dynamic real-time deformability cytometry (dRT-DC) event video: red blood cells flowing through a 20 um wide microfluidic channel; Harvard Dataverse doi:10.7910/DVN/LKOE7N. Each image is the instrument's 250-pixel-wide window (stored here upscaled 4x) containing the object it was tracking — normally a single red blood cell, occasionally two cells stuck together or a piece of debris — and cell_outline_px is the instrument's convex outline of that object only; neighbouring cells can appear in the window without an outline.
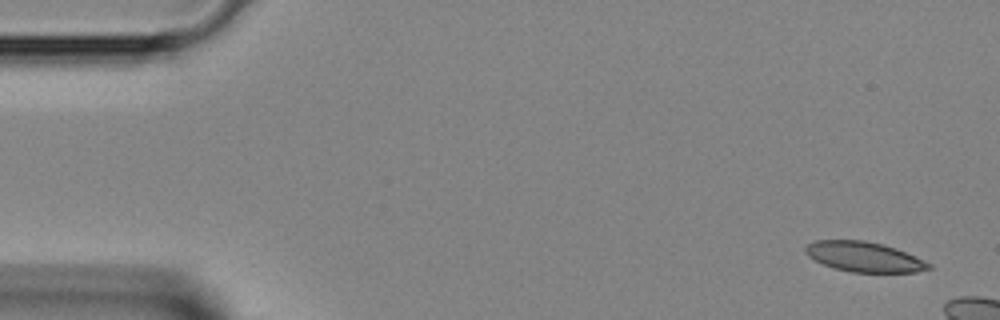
{"species": "Egyptian fruit bat (a non-hibernating species)", "species_latin": "Rousettus aegyptiacus", "temperature_condition": "room temperature", "stored_images_in_passage": 6, "camera_frame_rate_fps": 3000, "um_per_image_px": 0.085, "animal": {"sex": "female"}, "frame": {"image": 1, "passage_image": 1, "time_ms": 0.0, "image_size_px": [1000, 320], "cell_outline_px": [[932, 268], [916, 272], [852, 272], [836, 268], [824, 264], [808, 256], [804, 252], [804, 248], [812, 240], [864, 240], [884, 244], [896, 248], [932, 264]], "centroid_in_image_um": [73.44, 21.81], "position_along_channel_um": 11.6, "area_um2": 21.5}}